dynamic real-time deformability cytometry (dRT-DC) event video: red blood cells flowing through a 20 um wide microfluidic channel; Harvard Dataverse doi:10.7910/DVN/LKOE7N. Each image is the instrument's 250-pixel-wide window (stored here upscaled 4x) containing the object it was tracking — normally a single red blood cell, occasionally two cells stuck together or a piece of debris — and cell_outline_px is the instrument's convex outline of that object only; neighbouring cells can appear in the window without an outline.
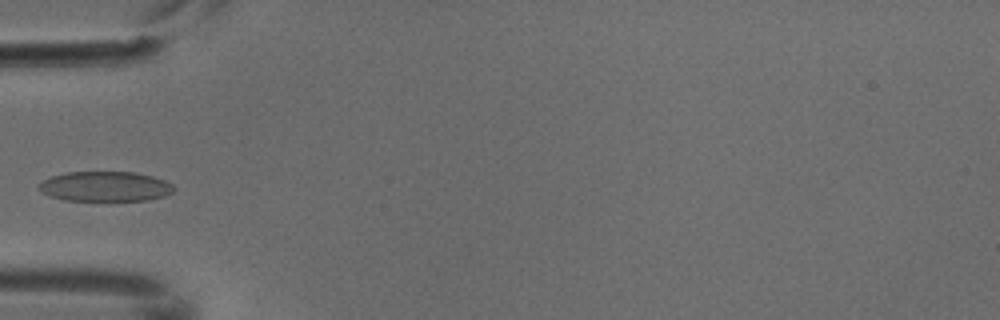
{"species": "common noctule bat (a hibernating species)", "species_latin": "Nyctalus noctula", "temperature_condition": "cold", "stored_images_in_passage": 5, "camera_frame_rate_fps": 3000, "um_per_image_px": 0.085, "animal": {"sex": "male", "body_mass_g": 18.8}, "frame": {"image": 1, "passage_image": 4, "time_ms": 1.0, "image_size_px": [1000, 320], "cell_outline_px": [[176, 188], [172, 192], [164, 196], [148, 200], [64, 200], [52, 196], [44, 192], [40, 188], [40, 184], [44, 180], [52, 176], [68, 172], [132, 172], [152, 176], [164, 180], [172, 184]], "centroid_in_image_um": [9.0, 15.84], "position_along_channel_um": 76.0, "area_um2": 23.18}}
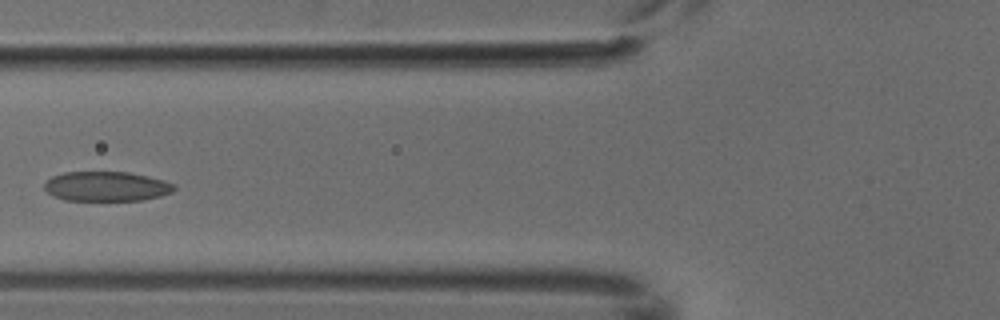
{"frame": {"image": 2, "passage_image": 5, "time_ms": 1.333, "image_size_px": [1000, 320], "cell_outline_px": [[176, 188], [172, 192], [160, 196], [140, 200], [64, 200], [52, 196], [44, 188], [44, 184], [52, 176], [64, 172], [128, 172], [148, 176], [164, 180], [176, 184]], "centroid_in_image_um": [9.06, 15.84], "position_along_channel_um": 116.7, "area_um2": 22.48}}